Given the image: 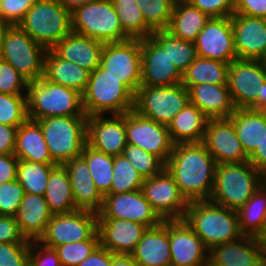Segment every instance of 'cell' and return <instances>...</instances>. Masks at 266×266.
Listing matches in <instances>:
<instances>
[{
    "label": "cell",
    "instance_id": "4",
    "mask_svg": "<svg viewBox=\"0 0 266 266\" xmlns=\"http://www.w3.org/2000/svg\"><path fill=\"white\" fill-rule=\"evenodd\" d=\"M265 183V177L248 161L216 166L210 201L239 210Z\"/></svg>",
    "mask_w": 266,
    "mask_h": 266
},
{
    "label": "cell",
    "instance_id": "53",
    "mask_svg": "<svg viewBox=\"0 0 266 266\" xmlns=\"http://www.w3.org/2000/svg\"><path fill=\"white\" fill-rule=\"evenodd\" d=\"M0 243H30L22 235L14 216L0 215Z\"/></svg>",
    "mask_w": 266,
    "mask_h": 266
},
{
    "label": "cell",
    "instance_id": "25",
    "mask_svg": "<svg viewBox=\"0 0 266 266\" xmlns=\"http://www.w3.org/2000/svg\"><path fill=\"white\" fill-rule=\"evenodd\" d=\"M131 255L139 266H171L169 220L148 228Z\"/></svg>",
    "mask_w": 266,
    "mask_h": 266
},
{
    "label": "cell",
    "instance_id": "35",
    "mask_svg": "<svg viewBox=\"0 0 266 266\" xmlns=\"http://www.w3.org/2000/svg\"><path fill=\"white\" fill-rule=\"evenodd\" d=\"M44 198L53 215L68 214L77 210L69 175L63 165H56L51 170Z\"/></svg>",
    "mask_w": 266,
    "mask_h": 266
},
{
    "label": "cell",
    "instance_id": "18",
    "mask_svg": "<svg viewBox=\"0 0 266 266\" xmlns=\"http://www.w3.org/2000/svg\"><path fill=\"white\" fill-rule=\"evenodd\" d=\"M202 144L213 156L217 165L248 161V155L229 118L209 119Z\"/></svg>",
    "mask_w": 266,
    "mask_h": 266
},
{
    "label": "cell",
    "instance_id": "3",
    "mask_svg": "<svg viewBox=\"0 0 266 266\" xmlns=\"http://www.w3.org/2000/svg\"><path fill=\"white\" fill-rule=\"evenodd\" d=\"M28 119L37 121L55 116H86L82 94L44 77L28 82Z\"/></svg>",
    "mask_w": 266,
    "mask_h": 266
},
{
    "label": "cell",
    "instance_id": "36",
    "mask_svg": "<svg viewBox=\"0 0 266 266\" xmlns=\"http://www.w3.org/2000/svg\"><path fill=\"white\" fill-rule=\"evenodd\" d=\"M228 63L197 57L183 72L182 84L189 89L193 85L212 83L216 85L228 84Z\"/></svg>",
    "mask_w": 266,
    "mask_h": 266
},
{
    "label": "cell",
    "instance_id": "15",
    "mask_svg": "<svg viewBox=\"0 0 266 266\" xmlns=\"http://www.w3.org/2000/svg\"><path fill=\"white\" fill-rule=\"evenodd\" d=\"M266 79L261 60L235 59L229 65L228 87L236 109H257V92Z\"/></svg>",
    "mask_w": 266,
    "mask_h": 266
},
{
    "label": "cell",
    "instance_id": "14",
    "mask_svg": "<svg viewBox=\"0 0 266 266\" xmlns=\"http://www.w3.org/2000/svg\"><path fill=\"white\" fill-rule=\"evenodd\" d=\"M141 191L162 220H183L188 202L166 167L157 175L145 178Z\"/></svg>",
    "mask_w": 266,
    "mask_h": 266
},
{
    "label": "cell",
    "instance_id": "45",
    "mask_svg": "<svg viewBox=\"0 0 266 266\" xmlns=\"http://www.w3.org/2000/svg\"><path fill=\"white\" fill-rule=\"evenodd\" d=\"M122 155L129 160V162L135 167L137 172L141 174L144 179L157 175L166 166V164L159 157L148 153L135 145L127 144Z\"/></svg>",
    "mask_w": 266,
    "mask_h": 266
},
{
    "label": "cell",
    "instance_id": "32",
    "mask_svg": "<svg viewBox=\"0 0 266 266\" xmlns=\"http://www.w3.org/2000/svg\"><path fill=\"white\" fill-rule=\"evenodd\" d=\"M14 155L19 160L55 164L37 121L27 119L17 130Z\"/></svg>",
    "mask_w": 266,
    "mask_h": 266
},
{
    "label": "cell",
    "instance_id": "20",
    "mask_svg": "<svg viewBox=\"0 0 266 266\" xmlns=\"http://www.w3.org/2000/svg\"><path fill=\"white\" fill-rule=\"evenodd\" d=\"M171 266H207L209 249L184 220H169Z\"/></svg>",
    "mask_w": 266,
    "mask_h": 266
},
{
    "label": "cell",
    "instance_id": "59",
    "mask_svg": "<svg viewBox=\"0 0 266 266\" xmlns=\"http://www.w3.org/2000/svg\"><path fill=\"white\" fill-rule=\"evenodd\" d=\"M111 266H139L131 254L112 253Z\"/></svg>",
    "mask_w": 266,
    "mask_h": 266
},
{
    "label": "cell",
    "instance_id": "56",
    "mask_svg": "<svg viewBox=\"0 0 266 266\" xmlns=\"http://www.w3.org/2000/svg\"><path fill=\"white\" fill-rule=\"evenodd\" d=\"M17 127L0 123V154H14Z\"/></svg>",
    "mask_w": 266,
    "mask_h": 266
},
{
    "label": "cell",
    "instance_id": "28",
    "mask_svg": "<svg viewBox=\"0 0 266 266\" xmlns=\"http://www.w3.org/2000/svg\"><path fill=\"white\" fill-rule=\"evenodd\" d=\"M188 91L190 103L196 105L209 119L229 118L236 110L228 84H197Z\"/></svg>",
    "mask_w": 266,
    "mask_h": 266
},
{
    "label": "cell",
    "instance_id": "11",
    "mask_svg": "<svg viewBox=\"0 0 266 266\" xmlns=\"http://www.w3.org/2000/svg\"><path fill=\"white\" fill-rule=\"evenodd\" d=\"M99 67L136 95L141 84V39L105 43Z\"/></svg>",
    "mask_w": 266,
    "mask_h": 266
},
{
    "label": "cell",
    "instance_id": "13",
    "mask_svg": "<svg viewBox=\"0 0 266 266\" xmlns=\"http://www.w3.org/2000/svg\"><path fill=\"white\" fill-rule=\"evenodd\" d=\"M127 144L156 155L165 164L173 150L168 127L146 118L134 109L125 113Z\"/></svg>",
    "mask_w": 266,
    "mask_h": 266
},
{
    "label": "cell",
    "instance_id": "10",
    "mask_svg": "<svg viewBox=\"0 0 266 266\" xmlns=\"http://www.w3.org/2000/svg\"><path fill=\"white\" fill-rule=\"evenodd\" d=\"M46 49L34 41L19 25L7 30L0 58L11 64L28 82L44 75Z\"/></svg>",
    "mask_w": 266,
    "mask_h": 266
},
{
    "label": "cell",
    "instance_id": "64",
    "mask_svg": "<svg viewBox=\"0 0 266 266\" xmlns=\"http://www.w3.org/2000/svg\"><path fill=\"white\" fill-rule=\"evenodd\" d=\"M258 234H266V215L264 217L263 225H262L260 232Z\"/></svg>",
    "mask_w": 266,
    "mask_h": 266
},
{
    "label": "cell",
    "instance_id": "27",
    "mask_svg": "<svg viewBox=\"0 0 266 266\" xmlns=\"http://www.w3.org/2000/svg\"><path fill=\"white\" fill-rule=\"evenodd\" d=\"M105 43L71 32L63 37L52 49L63 59L77 63L93 72L100 65Z\"/></svg>",
    "mask_w": 266,
    "mask_h": 266
},
{
    "label": "cell",
    "instance_id": "63",
    "mask_svg": "<svg viewBox=\"0 0 266 266\" xmlns=\"http://www.w3.org/2000/svg\"><path fill=\"white\" fill-rule=\"evenodd\" d=\"M10 26L11 25L9 23L0 19V54L2 51V45H3L5 34Z\"/></svg>",
    "mask_w": 266,
    "mask_h": 266
},
{
    "label": "cell",
    "instance_id": "23",
    "mask_svg": "<svg viewBox=\"0 0 266 266\" xmlns=\"http://www.w3.org/2000/svg\"><path fill=\"white\" fill-rule=\"evenodd\" d=\"M148 227L124 219H98L100 245L111 253L131 254Z\"/></svg>",
    "mask_w": 266,
    "mask_h": 266
},
{
    "label": "cell",
    "instance_id": "37",
    "mask_svg": "<svg viewBox=\"0 0 266 266\" xmlns=\"http://www.w3.org/2000/svg\"><path fill=\"white\" fill-rule=\"evenodd\" d=\"M237 213L240 233L245 236L255 237L260 232L266 215L265 183L237 210Z\"/></svg>",
    "mask_w": 266,
    "mask_h": 266
},
{
    "label": "cell",
    "instance_id": "61",
    "mask_svg": "<svg viewBox=\"0 0 266 266\" xmlns=\"http://www.w3.org/2000/svg\"><path fill=\"white\" fill-rule=\"evenodd\" d=\"M258 111L266 110V79L257 92V109Z\"/></svg>",
    "mask_w": 266,
    "mask_h": 266
},
{
    "label": "cell",
    "instance_id": "49",
    "mask_svg": "<svg viewBox=\"0 0 266 266\" xmlns=\"http://www.w3.org/2000/svg\"><path fill=\"white\" fill-rule=\"evenodd\" d=\"M30 243H0V266H27Z\"/></svg>",
    "mask_w": 266,
    "mask_h": 266
},
{
    "label": "cell",
    "instance_id": "19",
    "mask_svg": "<svg viewBox=\"0 0 266 266\" xmlns=\"http://www.w3.org/2000/svg\"><path fill=\"white\" fill-rule=\"evenodd\" d=\"M194 43L199 57L228 64L237 59L231 17H211Z\"/></svg>",
    "mask_w": 266,
    "mask_h": 266
},
{
    "label": "cell",
    "instance_id": "16",
    "mask_svg": "<svg viewBox=\"0 0 266 266\" xmlns=\"http://www.w3.org/2000/svg\"><path fill=\"white\" fill-rule=\"evenodd\" d=\"M183 73L168 51L152 35L141 39L140 86H172L181 84Z\"/></svg>",
    "mask_w": 266,
    "mask_h": 266
},
{
    "label": "cell",
    "instance_id": "5",
    "mask_svg": "<svg viewBox=\"0 0 266 266\" xmlns=\"http://www.w3.org/2000/svg\"><path fill=\"white\" fill-rule=\"evenodd\" d=\"M82 102L87 117L106 113L124 114L134 109L135 95L121 80L98 67L89 75Z\"/></svg>",
    "mask_w": 266,
    "mask_h": 266
},
{
    "label": "cell",
    "instance_id": "67",
    "mask_svg": "<svg viewBox=\"0 0 266 266\" xmlns=\"http://www.w3.org/2000/svg\"><path fill=\"white\" fill-rule=\"evenodd\" d=\"M263 112V114L265 115V118H266V110H264V111H262Z\"/></svg>",
    "mask_w": 266,
    "mask_h": 266
},
{
    "label": "cell",
    "instance_id": "26",
    "mask_svg": "<svg viewBox=\"0 0 266 266\" xmlns=\"http://www.w3.org/2000/svg\"><path fill=\"white\" fill-rule=\"evenodd\" d=\"M63 166L69 175L76 209L98 214L102 209L104 197L90 177L86 160L79 156L64 163Z\"/></svg>",
    "mask_w": 266,
    "mask_h": 266
},
{
    "label": "cell",
    "instance_id": "29",
    "mask_svg": "<svg viewBox=\"0 0 266 266\" xmlns=\"http://www.w3.org/2000/svg\"><path fill=\"white\" fill-rule=\"evenodd\" d=\"M52 215L44 196L25 193L14 217L26 240L39 241Z\"/></svg>",
    "mask_w": 266,
    "mask_h": 266
},
{
    "label": "cell",
    "instance_id": "42",
    "mask_svg": "<svg viewBox=\"0 0 266 266\" xmlns=\"http://www.w3.org/2000/svg\"><path fill=\"white\" fill-rule=\"evenodd\" d=\"M113 176L110 194L141 190L144 178L122 154L113 156Z\"/></svg>",
    "mask_w": 266,
    "mask_h": 266
},
{
    "label": "cell",
    "instance_id": "52",
    "mask_svg": "<svg viewBox=\"0 0 266 266\" xmlns=\"http://www.w3.org/2000/svg\"><path fill=\"white\" fill-rule=\"evenodd\" d=\"M29 263L31 266H61L57 251L39 241H30Z\"/></svg>",
    "mask_w": 266,
    "mask_h": 266
},
{
    "label": "cell",
    "instance_id": "41",
    "mask_svg": "<svg viewBox=\"0 0 266 266\" xmlns=\"http://www.w3.org/2000/svg\"><path fill=\"white\" fill-rule=\"evenodd\" d=\"M168 51V55L183 73L198 57L194 42L182 40L165 30L151 34Z\"/></svg>",
    "mask_w": 266,
    "mask_h": 266
},
{
    "label": "cell",
    "instance_id": "2",
    "mask_svg": "<svg viewBox=\"0 0 266 266\" xmlns=\"http://www.w3.org/2000/svg\"><path fill=\"white\" fill-rule=\"evenodd\" d=\"M183 220L209 250L242 236L237 211L210 200L188 202Z\"/></svg>",
    "mask_w": 266,
    "mask_h": 266
},
{
    "label": "cell",
    "instance_id": "62",
    "mask_svg": "<svg viewBox=\"0 0 266 266\" xmlns=\"http://www.w3.org/2000/svg\"><path fill=\"white\" fill-rule=\"evenodd\" d=\"M255 238L259 242L262 258L266 266V234H257Z\"/></svg>",
    "mask_w": 266,
    "mask_h": 266
},
{
    "label": "cell",
    "instance_id": "39",
    "mask_svg": "<svg viewBox=\"0 0 266 266\" xmlns=\"http://www.w3.org/2000/svg\"><path fill=\"white\" fill-rule=\"evenodd\" d=\"M81 156L86 160L90 177L100 194L103 197L110 194L113 176V156L96 151L87 144L84 146Z\"/></svg>",
    "mask_w": 266,
    "mask_h": 266
},
{
    "label": "cell",
    "instance_id": "66",
    "mask_svg": "<svg viewBox=\"0 0 266 266\" xmlns=\"http://www.w3.org/2000/svg\"><path fill=\"white\" fill-rule=\"evenodd\" d=\"M207 266H225V265H220V264H207Z\"/></svg>",
    "mask_w": 266,
    "mask_h": 266
},
{
    "label": "cell",
    "instance_id": "44",
    "mask_svg": "<svg viewBox=\"0 0 266 266\" xmlns=\"http://www.w3.org/2000/svg\"><path fill=\"white\" fill-rule=\"evenodd\" d=\"M28 119L27 95L0 93V123L19 127Z\"/></svg>",
    "mask_w": 266,
    "mask_h": 266
},
{
    "label": "cell",
    "instance_id": "12",
    "mask_svg": "<svg viewBox=\"0 0 266 266\" xmlns=\"http://www.w3.org/2000/svg\"><path fill=\"white\" fill-rule=\"evenodd\" d=\"M84 240H100L98 214L91 211L76 210L68 214L52 215L39 242L44 246L55 248Z\"/></svg>",
    "mask_w": 266,
    "mask_h": 266
},
{
    "label": "cell",
    "instance_id": "46",
    "mask_svg": "<svg viewBox=\"0 0 266 266\" xmlns=\"http://www.w3.org/2000/svg\"><path fill=\"white\" fill-rule=\"evenodd\" d=\"M100 245V240L71 242L54 249L57 251L61 266H78Z\"/></svg>",
    "mask_w": 266,
    "mask_h": 266
},
{
    "label": "cell",
    "instance_id": "40",
    "mask_svg": "<svg viewBox=\"0 0 266 266\" xmlns=\"http://www.w3.org/2000/svg\"><path fill=\"white\" fill-rule=\"evenodd\" d=\"M56 164H44L27 160H19L17 181L25 193L44 196L51 170Z\"/></svg>",
    "mask_w": 266,
    "mask_h": 266
},
{
    "label": "cell",
    "instance_id": "48",
    "mask_svg": "<svg viewBox=\"0 0 266 266\" xmlns=\"http://www.w3.org/2000/svg\"><path fill=\"white\" fill-rule=\"evenodd\" d=\"M25 88L26 93H22ZM28 81L8 62L0 58V93L27 95Z\"/></svg>",
    "mask_w": 266,
    "mask_h": 266
},
{
    "label": "cell",
    "instance_id": "47",
    "mask_svg": "<svg viewBox=\"0 0 266 266\" xmlns=\"http://www.w3.org/2000/svg\"><path fill=\"white\" fill-rule=\"evenodd\" d=\"M24 194L17 180L0 184V215L15 216Z\"/></svg>",
    "mask_w": 266,
    "mask_h": 266
},
{
    "label": "cell",
    "instance_id": "17",
    "mask_svg": "<svg viewBox=\"0 0 266 266\" xmlns=\"http://www.w3.org/2000/svg\"><path fill=\"white\" fill-rule=\"evenodd\" d=\"M98 219H124L144 224L148 228L158 226L163 221L141 190L104 196Z\"/></svg>",
    "mask_w": 266,
    "mask_h": 266
},
{
    "label": "cell",
    "instance_id": "34",
    "mask_svg": "<svg viewBox=\"0 0 266 266\" xmlns=\"http://www.w3.org/2000/svg\"><path fill=\"white\" fill-rule=\"evenodd\" d=\"M209 19L206 13L186 0H178L174 3L171 21L166 30L182 40L195 42Z\"/></svg>",
    "mask_w": 266,
    "mask_h": 266
},
{
    "label": "cell",
    "instance_id": "9",
    "mask_svg": "<svg viewBox=\"0 0 266 266\" xmlns=\"http://www.w3.org/2000/svg\"><path fill=\"white\" fill-rule=\"evenodd\" d=\"M189 102V91L182 83L172 86H140L135 95L134 110L168 127Z\"/></svg>",
    "mask_w": 266,
    "mask_h": 266
},
{
    "label": "cell",
    "instance_id": "6",
    "mask_svg": "<svg viewBox=\"0 0 266 266\" xmlns=\"http://www.w3.org/2000/svg\"><path fill=\"white\" fill-rule=\"evenodd\" d=\"M87 116H55L37 120L56 165L81 156L87 144Z\"/></svg>",
    "mask_w": 266,
    "mask_h": 266
},
{
    "label": "cell",
    "instance_id": "50",
    "mask_svg": "<svg viewBox=\"0 0 266 266\" xmlns=\"http://www.w3.org/2000/svg\"><path fill=\"white\" fill-rule=\"evenodd\" d=\"M36 0H0V19L19 25Z\"/></svg>",
    "mask_w": 266,
    "mask_h": 266
},
{
    "label": "cell",
    "instance_id": "1",
    "mask_svg": "<svg viewBox=\"0 0 266 266\" xmlns=\"http://www.w3.org/2000/svg\"><path fill=\"white\" fill-rule=\"evenodd\" d=\"M216 161L202 143L175 144L166 163L187 202L209 200L215 183Z\"/></svg>",
    "mask_w": 266,
    "mask_h": 266
},
{
    "label": "cell",
    "instance_id": "31",
    "mask_svg": "<svg viewBox=\"0 0 266 266\" xmlns=\"http://www.w3.org/2000/svg\"><path fill=\"white\" fill-rule=\"evenodd\" d=\"M209 118L190 102L168 125L173 144L202 143Z\"/></svg>",
    "mask_w": 266,
    "mask_h": 266
},
{
    "label": "cell",
    "instance_id": "7",
    "mask_svg": "<svg viewBox=\"0 0 266 266\" xmlns=\"http://www.w3.org/2000/svg\"><path fill=\"white\" fill-rule=\"evenodd\" d=\"M19 26L46 50L72 32L71 12L57 0H36Z\"/></svg>",
    "mask_w": 266,
    "mask_h": 266
},
{
    "label": "cell",
    "instance_id": "55",
    "mask_svg": "<svg viewBox=\"0 0 266 266\" xmlns=\"http://www.w3.org/2000/svg\"><path fill=\"white\" fill-rule=\"evenodd\" d=\"M18 163L14 154H0V184L17 180Z\"/></svg>",
    "mask_w": 266,
    "mask_h": 266
},
{
    "label": "cell",
    "instance_id": "60",
    "mask_svg": "<svg viewBox=\"0 0 266 266\" xmlns=\"http://www.w3.org/2000/svg\"><path fill=\"white\" fill-rule=\"evenodd\" d=\"M66 10L73 12L76 8L96 0H57Z\"/></svg>",
    "mask_w": 266,
    "mask_h": 266
},
{
    "label": "cell",
    "instance_id": "57",
    "mask_svg": "<svg viewBox=\"0 0 266 266\" xmlns=\"http://www.w3.org/2000/svg\"><path fill=\"white\" fill-rule=\"evenodd\" d=\"M112 253L99 245L78 266H111Z\"/></svg>",
    "mask_w": 266,
    "mask_h": 266
},
{
    "label": "cell",
    "instance_id": "33",
    "mask_svg": "<svg viewBox=\"0 0 266 266\" xmlns=\"http://www.w3.org/2000/svg\"><path fill=\"white\" fill-rule=\"evenodd\" d=\"M229 119L233 122L239 141L249 156L266 136V118L256 109H236Z\"/></svg>",
    "mask_w": 266,
    "mask_h": 266
},
{
    "label": "cell",
    "instance_id": "58",
    "mask_svg": "<svg viewBox=\"0 0 266 266\" xmlns=\"http://www.w3.org/2000/svg\"><path fill=\"white\" fill-rule=\"evenodd\" d=\"M248 162L266 177V136L261 144L248 156Z\"/></svg>",
    "mask_w": 266,
    "mask_h": 266
},
{
    "label": "cell",
    "instance_id": "8",
    "mask_svg": "<svg viewBox=\"0 0 266 266\" xmlns=\"http://www.w3.org/2000/svg\"><path fill=\"white\" fill-rule=\"evenodd\" d=\"M72 31L103 43L130 39L122 29L111 0H96L71 12Z\"/></svg>",
    "mask_w": 266,
    "mask_h": 266
},
{
    "label": "cell",
    "instance_id": "30",
    "mask_svg": "<svg viewBox=\"0 0 266 266\" xmlns=\"http://www.w3.org/2000/svg\"><path fill=\"white\" fill-rule=\"evenodd\" d=\"M90 72L77 63L61 58L53 49L46 50L43 77L50 82L79 91L86 89Z\"/></svg>",
    "mask_w": 266,
    "mask_h": 266
},
{
    "label": "cell",
    "instance_id": "54",
    "mask_svg": "<svg viewBox=\"0 0 266 266\" xmlns=\"http://www.w3.org/2000/svg\"><path fill=\"white\" fill-rule=\"evenodd\" d=\"M234 14L266 19V0H235Z\"/></svg>",
    "mask_w": 266,
    "mask_h": 266
},
{
    "label": "cell",
    "instance_id": "22",
    "mask_svg": "<svg viewBox=\"0 0 266 266\" xmlns=\"http://www.w3.org/2000/svg\"><path fill=\"white\" fill-rule=\"evenodd\" d=\"M231 21L237 59L262 60L266 54V19L233 14Z\"/></svg>",
    "mask_w": 266,
    "mask_h": 266
},
{
    "label": "cell",
    "instance_id": "21",
    "mask_svg": "<svg viewBox=\"0 0 266 266\" xmlns=\"http://www.w3.org/2000/svg\"><path fill=\"white\" fill-rule=\"evenodd\" d=\"M87 145L111 156L123 153L127 146L125 113L112 114L111 118L93 115L87 119Z\"/></svg>",
    "mask_w": 266,
    "mask_h": 266
},
{
    "label": "cell",
    "instance_id": "51",
    "mask_svg": "<svg viewBox=\"0 0 266 266\" xmlns=\"http://www.w3.org/2000/svg\"><path fill=\"white\" fill-rule=\"evenodd\" d=\"M211 17H231L234 14L235 0H186Z\"/></svg>",
    "mask_w": 266,
    "mask_h": 266
},
{
    "label": "cell",
    "instance_id": "43",
    "mask_svg": "<svg viewBox=\"0 0 266 266\" xmlns=\"http://www.w3.org/2000/svg\"><path fill=\"white\" fill-rule=\"evenodd\" d=\"M145 23L153 30L168 28L174 7V0H136Z\"/></svg>",
    "mask_w": 266,
    "mask_h": 266
},
{
    "label": "cell",
    "instance_id": "24",
    "mask_svg": "<svg viewBox=\"0 0 266 266\" xmlns=\"http://www.w3.org/2000/svg\"><path fill=\"white\" fill-rule=\"evenodd\" d=\"M207 264L225 266H265L258 240L253 236L213 246Z\"/></svg>",
    "mask_w": 266,
    "mask_h": 266
},
{
    "label": "cell",
    "instance_id": "65",
    "mask_svg": "<svg viewBox=\"0 0 266 266\" xmlns=\"http://www.w3.org/2000/svg\"><path fill=\"white\" fill-rule=\"evenodd\" d=\"M263 63H264V65L266 66V54L264 55V57L262 58V60H261Z\"/></svg>",
    "mask_w": 266,
    "mask_h": 266
},
{
    "label": "cell",
    "instance_id": "38",
    "mask_svg": "<svg viewBox=\"0 0 266 266\" xmlns=\"http://www.w3.org/2000/svg\"><path fill=\"white\" fill-rule=\"evenodd\" d=\"M122 25L123 32L130 39L149 37L154 31L145 23L136 0H111Z\"/></svg>",
    "mask_w": 266,
    "mask_h": 266
}]
</instances>
